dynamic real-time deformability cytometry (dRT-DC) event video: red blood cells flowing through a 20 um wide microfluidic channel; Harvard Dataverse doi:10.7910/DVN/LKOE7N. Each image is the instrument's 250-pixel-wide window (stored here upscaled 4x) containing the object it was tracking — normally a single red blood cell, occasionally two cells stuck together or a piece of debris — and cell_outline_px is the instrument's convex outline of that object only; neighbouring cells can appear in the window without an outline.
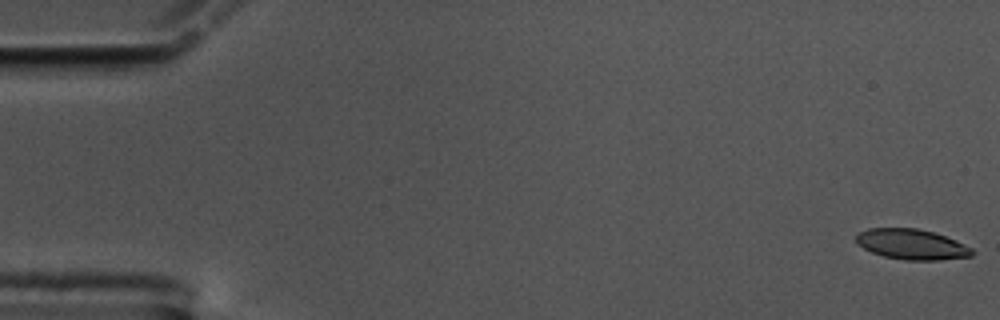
{"species": "common noctule bat (a hibernating species)", "species_latin": "Nyctalus noctula", "temperature_condition": "cold", "stored_images_in_passage": 59, "camera_frame_rate_fps": 3000, "um_per_image_px": 0.085, "animal": {"sex": "male", "body_mass_g": 17.5, "forearm_length_mm": 52.3}, "frame": {"image": 1, "passage_image": 1, "time_ms": 0.0, "image_size_px": [1000, 320], "cell_outline_px": [[976, 252], [972, 256], [940, 260], [904, 260], [884, 256], [872, 252], [856, 244], [856, 236], [860, 232], [868, 228], [916, 228], [932, 232], [956, 240], [972, 248]], "centroid_in_image_um": [77.51, 20.77], "position_along_channel_um": 7.5, "area_um2": 20.52}}
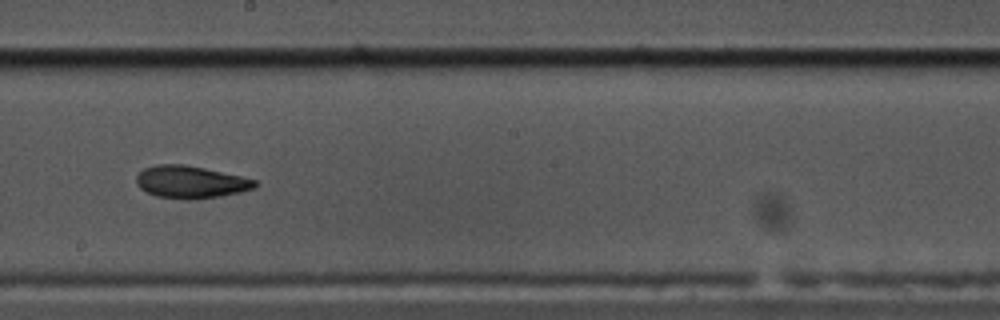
{"frame": {"image": 2, "passage_image": 33, "time_ms": 10.667, "image_size_px": [1000, 320], "cell_outline_px": [[256, 188], [240, 192], [220, 196], [192, 200], [184, 200], [156, 196], [140, 188], [136, 184], [136, 176], [144, 168], [156, 164], [184, 164], [204, 168], [240, 176], [256, 180]], "centroid_in_image_um": [16.18, 15.48], "position_along_channel_um": 232.0, "area_um2": 22.43}}
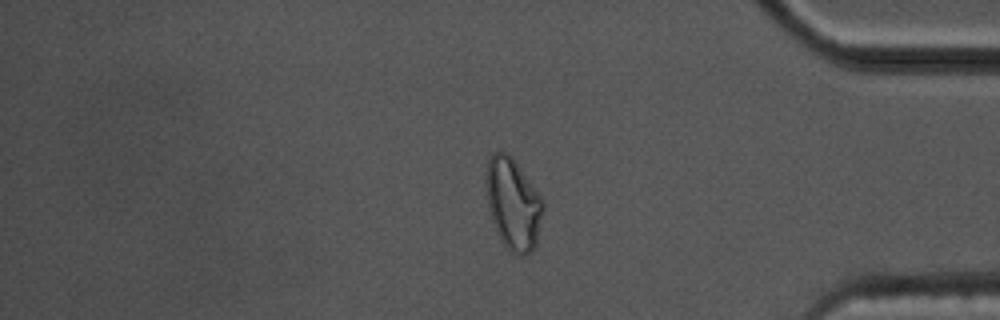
{"frame": {"image": 3, "passage_image": 49, "time_ms": 16.0, "image_size_px": [1000, 320], "cell_outline_px": [[544, 208], [536, 248], [532, 252], [524, 256], [516, 256], [508, 252], [500, 240], [496, 232], [488, 208], [484, 180], [484, 172], [488, 160], [492, 152], [508, 152], [512, 156], [544, 200]], "centroid_in_image_um": [43.6, 17.36], "position_along_channel_um": 391.6, "area_um2": 31.44}, "authors_computed_cell_mechanics": {"area_um2": 22.4264, "velocity_mm_per_s": 3.433, "shape_relaxation_time_tau1_ms": null, "shape_relaxation_time_tau2_ms": 5.1175, "deformation_change_tau1": null, "deformation_change_tau2": 0.1264}}